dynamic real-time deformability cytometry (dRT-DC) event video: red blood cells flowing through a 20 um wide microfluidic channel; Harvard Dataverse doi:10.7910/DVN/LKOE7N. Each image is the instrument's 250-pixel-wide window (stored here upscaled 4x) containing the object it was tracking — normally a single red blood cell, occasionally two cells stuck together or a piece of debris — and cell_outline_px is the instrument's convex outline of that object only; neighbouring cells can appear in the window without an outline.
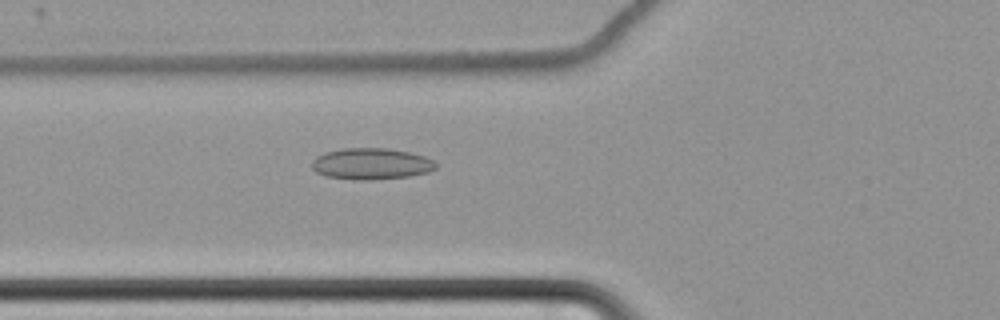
{"species": "common noctule bat (a hibernating species)", "species_latin": "Nyctalus noctula", "temperature_condition": "cold", "stored_images_in_passage": 26, "camera_frame_rate_fps": 3000, "um_per_image_px": 0.085, "animal": {"sex": "female", "body_mass_g": 22.7, "forearm_length_mm": 54.2}, "frame": {"image": 1, "passage_image": 13, "time_ms": 4.0, "image_size_px": [1000, 320], "cell_outline_px": [[436, 168], [428, 172], [408, 176], [372, 180], [352, 180], [324, 176], [316, 172], [312, 168], [312, 160], [316, 156], [324, 152], [344, 148], [388, 148], [408, 152], [424, 156], [432, 160], [436, 164]], "centroid_in_image_um": [31.51, 13.93], "position_along_channel_um": 94.3, "area_um2": 22.77}}
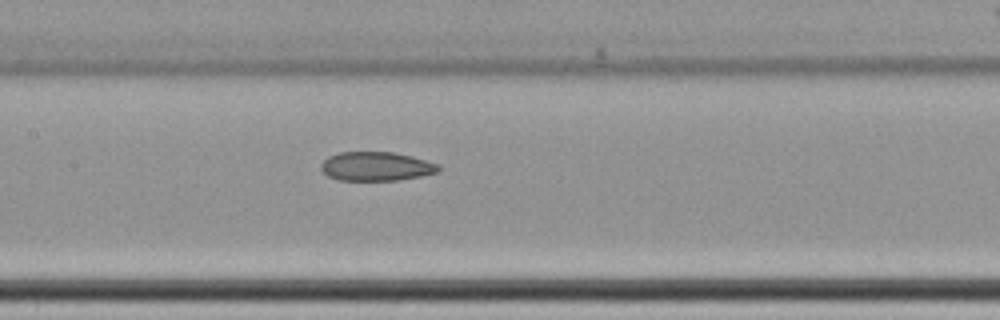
{"frame": {"image": 2, "passage_image": 20, "time_ms": 6.333, "image_size_px": [1000, 320], "cell_outline_px": [[440, 172], [400, 180], [340, 180], [328, 176], [320, 168], [320, 164], [328, 156], [340, 152], [392, 152], [412, 156], [440, 164]], "centroid_in_image_um": [32.0, 14.14], "position_along_channel_um": 175.4, "area_um2": 19.94}}
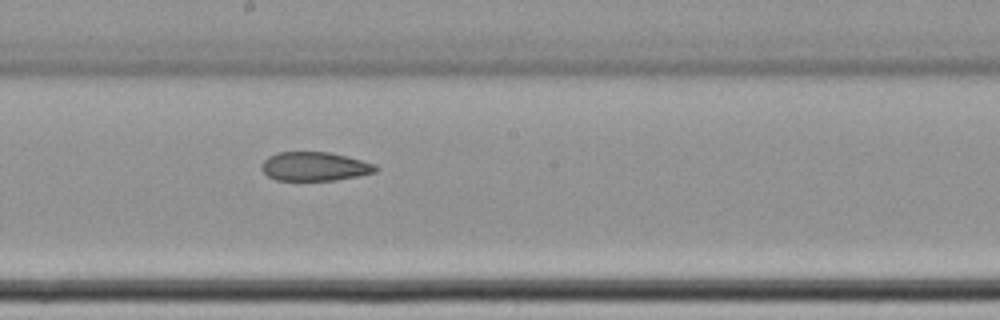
{"frame": {"image": 3, "passage_image": 24, "time_ms": 7.667, "image_size_px": [1000, 320], "cell_outline_px": [[380, 168], [376, 172], [336, 180], [276, 180], [268, 176], [260, 168], [260, 164], [268, 156], [276, 152], [328, 152], [348, 156], [376, 164]], "centroid_in_image_um": [26.74, 14.14], "position_along_channel_um": 221.5, "area_um2": 19.36}}